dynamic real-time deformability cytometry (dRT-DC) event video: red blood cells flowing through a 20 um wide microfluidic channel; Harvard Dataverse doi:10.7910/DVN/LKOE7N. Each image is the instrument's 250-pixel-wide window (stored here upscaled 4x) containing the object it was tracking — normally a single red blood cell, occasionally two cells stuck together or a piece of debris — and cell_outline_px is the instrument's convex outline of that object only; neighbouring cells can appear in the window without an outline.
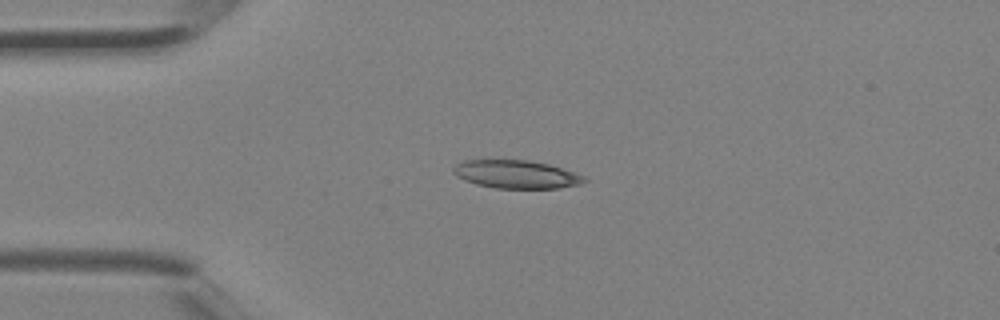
{"species": "Egyptian fruit bat (a non-hibernating species)", "species_latin": "Rousettus aegyptiacus", "temperature_condition": "room temperature", "stored_images_in_passage": 3, "camera_frame_rate_fps": 3000, "um_per_image_px": 0.085, "animal": {"sex": "female"}, "frame": {"image": 1, "passage_image": 2, "time_ms": 0.333, "image_size_px": [1000, 320], "cell_outline_px": [[588, 180], [580, 184], [560, 188], [496, 188], [476, 184], [464, 180], [456, 176], [452, 172], [452, 168], [456, 164], [464, 160], [528, 160], [548, 164], [584, 176]], "centroid_in_image_um": [43.84, 14.82], "position_along_channel_um": 41.2, "area_um2": 21.39}}